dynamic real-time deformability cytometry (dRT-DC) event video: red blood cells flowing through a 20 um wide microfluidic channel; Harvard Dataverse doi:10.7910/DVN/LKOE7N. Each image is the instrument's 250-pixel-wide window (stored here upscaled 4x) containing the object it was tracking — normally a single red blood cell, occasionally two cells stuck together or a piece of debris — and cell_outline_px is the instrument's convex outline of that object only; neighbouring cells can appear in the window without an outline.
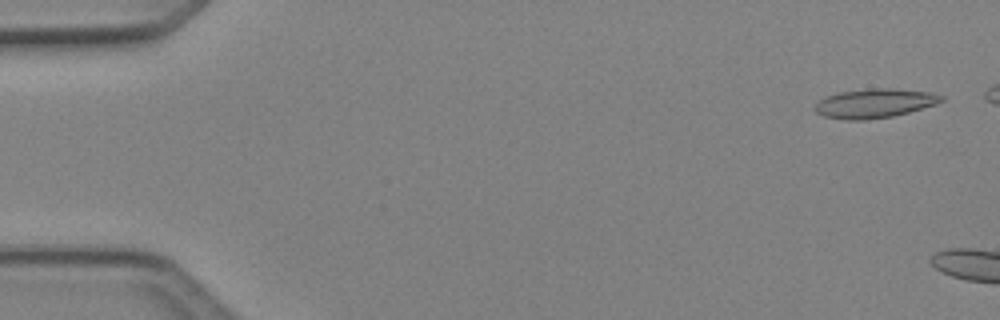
{"species": "Egyptian fruit bat (a non-hibernating species)", "species_latin": "Rousettus aegyptiacus", "temperature_condition": "cold", "stored_images_in_passage": 10, "camera_frame_rate_fps": 3000, "um_per_image_px": 0.085, "animal": {"sex": "female"}, "frame": {"image": 1, "passage_image": 2, "time_ms": 0.333, "image_size_px": [1000, 320], "cell_outline_px": [[944, 100], [936, 104], [908, 112], [892, 116], [864, 120], [848, 120], [824, 116], [816, 112], [816, 104], [820, 100], [828, 96], [840, 92], [872, 88], [892, 88], [932, 92], [944, 96]], "centroid_in_image_um": [74.39, 8.77], "position_along_channel_um": 10.6, "area_um2": 21.27}}